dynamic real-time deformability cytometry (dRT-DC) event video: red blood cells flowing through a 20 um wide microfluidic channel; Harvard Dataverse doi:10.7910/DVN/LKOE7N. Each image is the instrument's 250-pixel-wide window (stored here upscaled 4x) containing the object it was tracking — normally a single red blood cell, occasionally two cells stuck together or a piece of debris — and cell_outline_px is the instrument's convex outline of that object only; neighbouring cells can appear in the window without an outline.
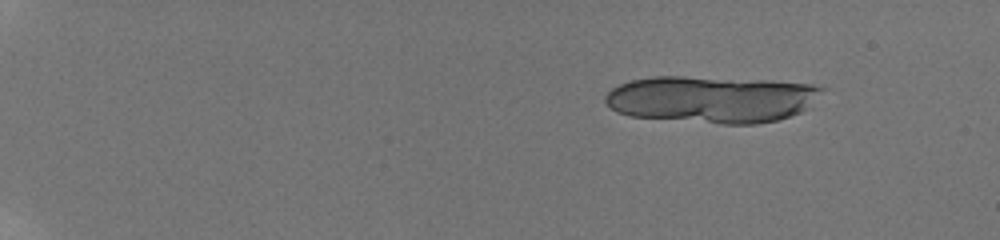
{"species": "human", "species_latin": "Homo sapiens", "temperature_condition": "room temperature", "stored_images_in_passage": 21, "camera_frame_rate_fps": 3000, "um_per_image_px": 0.085, "donor": {"sex": "male"}, "frame": {"image": 1, "passage_image": 8, "time_ms": 2.333, "image_size_px": [1000, 240], "cell_outline_px": [[828, 88], [800, 112], [776, 120], [756, 124], [720, 124], [628, 116], [616, 112], [604, 100], [604, 96], [612, 88], [620, 84], [632, 80], [652, 76], [684, 76], [772, 80], [812, 84]], "centroid_in_image_um": [60.48, 8.42], "position_along_channel_um": 24.5, "area_um2": 59.59}}